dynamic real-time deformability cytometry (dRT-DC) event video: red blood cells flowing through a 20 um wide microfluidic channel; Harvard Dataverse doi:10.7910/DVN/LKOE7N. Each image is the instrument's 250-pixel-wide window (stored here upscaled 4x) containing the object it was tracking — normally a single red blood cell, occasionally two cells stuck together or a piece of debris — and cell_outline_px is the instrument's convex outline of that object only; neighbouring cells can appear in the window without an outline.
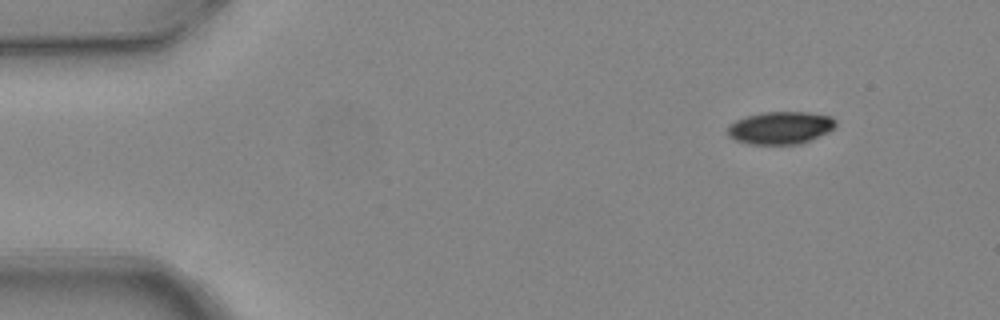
{"species": "common noctule bat (a hibernating species)", "species_latin": "Nyctalus noctula", "temperature_condition": "warm", "stored_images_in_passage": 6, "camera_frame_rate_fps": 3000, "um_per_image_px": 0.085, "animal": {"sex": "female", "body_mass_g": 24.6, "forearm_length_mm": 56.2}, "frame": {"image": 1, "passage_image": 1, "time_ms": 0.0, "image_size_px": [1000, 320], "cell_outline_px": [[836, 124], [828, 132], [800, 144], [748, 144], [736, 140], [728, 136], [728, 124], [744, 116], [764, 112], [808, 112], [832, 116], [836, 120]], "centroid_in_image_um": [66.32, 10.85], "position_along_channel_um": 18.7, "area_um2": 20.58}}
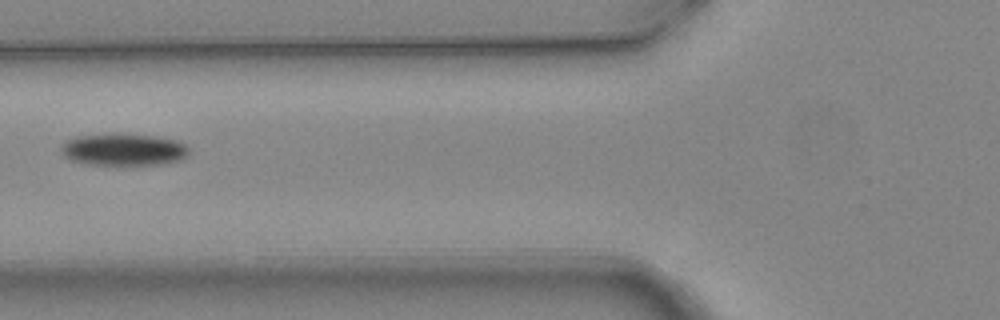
{"frame": {"image": 2, "passage_image": 5, "time_ms": 1.333, "image_size_px": [1000, 320], "cell_outline_px": [[188, 156], [180, 160], [164, 164], [88, 164], [72, 160], [64, 156], [60, 152], [60, 144], [76, 136], [112, 132], [120, 132], [152, 136], [176, 140], [184, 144], [188, 148]], "centroid_in_image_um": [10.47, 12.68], "position_along_channel_um": 115.3, "area_um2": 24.22}}
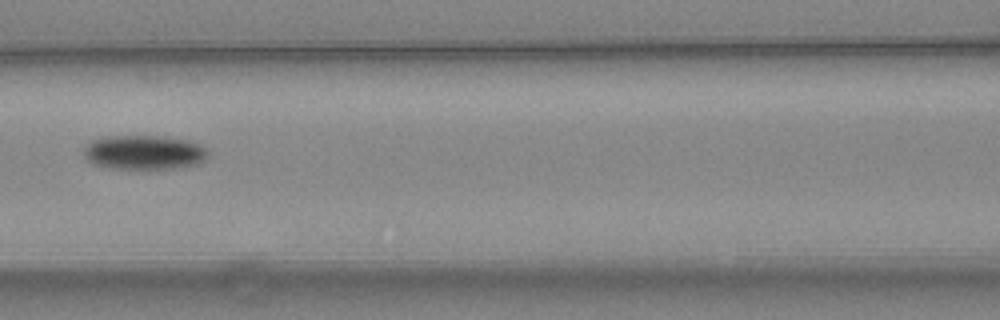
{"frame": {"image": 3, "passage_image": 6, "time_ms": 1.667, "image_size_px": [1000, 320], "cell_outline_px": [[208, 156], [200, 164], [180, 168], [108, 168], [92, 164], [84, 156], [84, 148], [92, 140], [104, 136], [164, 136], [188, 140], [200, 144], [208, 148]], "centroid_in_image_um": [12.28, 12.95], "position_along_channel_um": 154.3, "area_um2": 25.14}}